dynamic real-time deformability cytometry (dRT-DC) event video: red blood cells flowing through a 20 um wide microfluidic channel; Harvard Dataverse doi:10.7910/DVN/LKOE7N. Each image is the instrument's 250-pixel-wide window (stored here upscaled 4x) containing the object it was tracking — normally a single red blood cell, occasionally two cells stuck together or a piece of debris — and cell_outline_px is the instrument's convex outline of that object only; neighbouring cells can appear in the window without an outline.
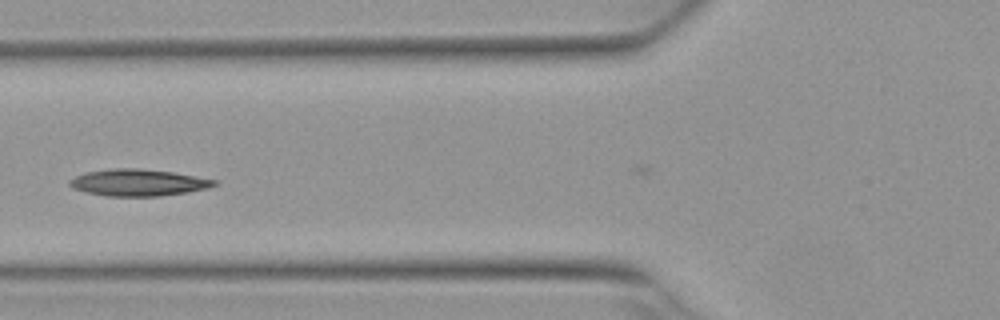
{"species": "Egyptian fruit bat (a non-hibernating species)", "species_latin": "Rousettus aegyptiacus", "temperature_condition": "warm", "stored_images_in_passage": 33, "camera_frame_rate_fps": 3000, "um_per_image_px": 0.085, "animal": {"sex": "female"}, "frame": {"image": 1, "passage_image": 4, "time_ms": 1.0, "image_size_px": [1000, 320], "cell_outline_px": [[216, 184], [208, 188], [188, 192], [160, 196], [108, 196], [88, 192], [72, 188], [68, 184], [68, 180], [84, 172], [112, 168], [140, 168], [172, 172], [216, 180]], "centroid_in_image_um": [11.71, 15.51], "position_along_channel_um": 114.1, "area_um2": 22.48}}
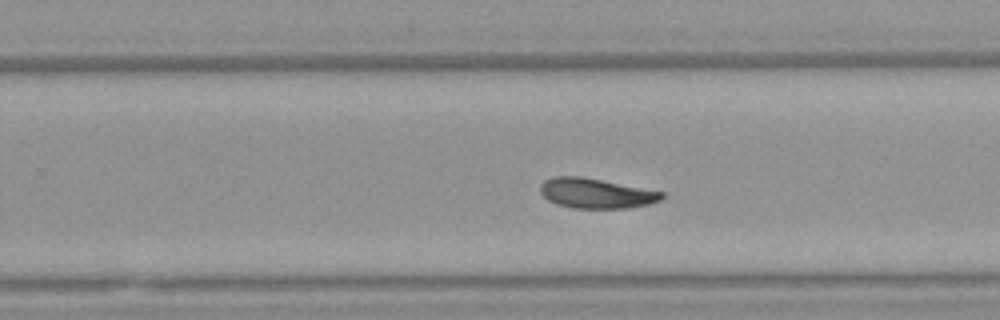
{"frame": {"image": 2, "passage_image": 17, "time_ms": 5.333, "image_size_px": [1000, 320], "cell_outline_px": [[668, 196], [660, 200], [648, 204], [628, 208], [572, 208], [556, 204], [548, 200], [540, 192], [540, 184], [544, 180], [552, 176], [580, 176], [664, 192]], "centroid_in_image_um": [50.65, 16.43], "position_along_channel_um": 279.1, "area_um2": 21.27}}
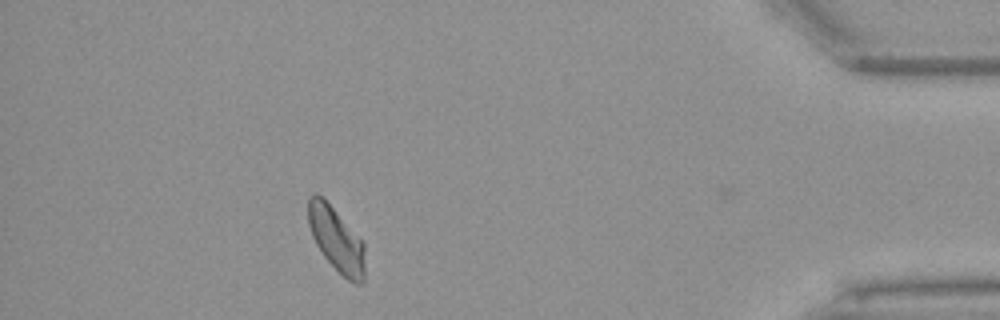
{"frame": {"image": 3, "passage_image": 31, "time_ms": 10.0, "image_size_px": [1000, 320], "cell_outline_px": [[364, 280], [360, 284], [356, 284], [348, 280], [324, 256], [316, 244], [312, 236], [308, 224], [308, 196], [312, 192], [316, 192], [332, 208], [364, 244]], "centroid_in_image_um": [28.56, 20.35], "position_along_channel_um": 406.6, "area_um2": 20.63}, "authors_computed_cell_mechanics": {"area_um2": 21.097, "velocity_mm_per_s": 3.8207, "shape_relaxation_time_tau1_ms": 6.6548, "shape_relaxation_time_tau2_ms": 4.9845, "deformation_change_tau1": 0.1598, "deformation_change_tau2": 0.1167}}